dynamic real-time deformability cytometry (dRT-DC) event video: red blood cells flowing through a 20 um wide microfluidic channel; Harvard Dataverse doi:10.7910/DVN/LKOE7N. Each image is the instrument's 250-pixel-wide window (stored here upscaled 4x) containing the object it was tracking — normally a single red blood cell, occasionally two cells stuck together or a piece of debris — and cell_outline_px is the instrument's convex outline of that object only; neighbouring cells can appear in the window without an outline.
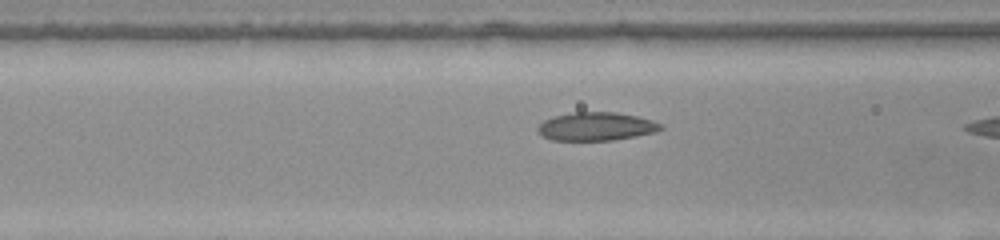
{"species": "common noctule bat (a hibernating species)", "species_latin": "Nyctalus noctula", "temperature_condition": "warm", "stored_images_in_passage": 11, "camera_frame_rate_fps": 3000, "um_per_image_px": 0.085, "animal": {"sex": "female", "body_mass_g": 22.0, "forearm_length_mm": 56.7}, "frame": {"image": 1, "passage_image": 10, "time_ms": 3.0, "image_size_px": [1000, 240], "cell_outline_px": [[664, 128], [656, 132], [636, 136], [612, 140], [552, 140], [544, 136], [536, 128], [544, 120], [552, 116], [576, 112], [616, 112], [636, 116], [652, 120], [660, 124]], "centroid_in_image_um": [50.69, 10.74], "position_along_channel_um": 115.9, "area_um2": 20.17}}